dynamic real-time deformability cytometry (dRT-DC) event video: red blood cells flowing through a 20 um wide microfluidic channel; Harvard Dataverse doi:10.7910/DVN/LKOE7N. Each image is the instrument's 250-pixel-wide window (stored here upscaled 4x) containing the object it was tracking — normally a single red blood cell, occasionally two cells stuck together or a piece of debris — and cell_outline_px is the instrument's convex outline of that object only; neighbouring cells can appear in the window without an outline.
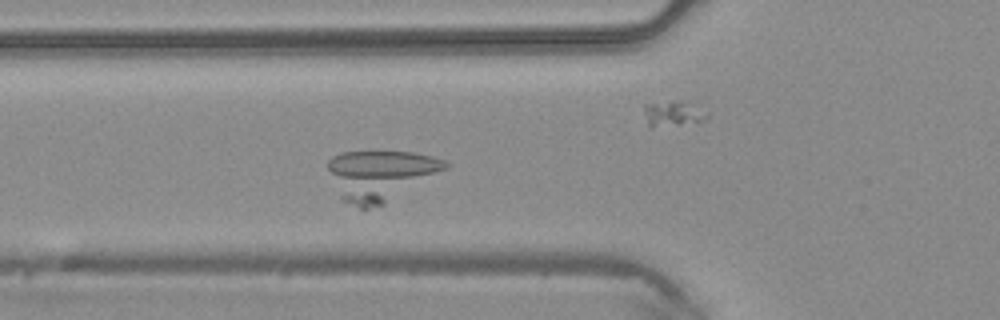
{"species": "common noctule bat (a hibernating species)", "species_latin": "Nyctalus noctula", "temperature_condition": "warm", "stored_images_in_passage": 47, "camera_frame_rate_fps": 3000, "um_per_image_px": 0.085, "animal": {"sex": "male", "body_mass_g": 20.4}, "frame": {"image": 1, "passage_image": 17, "time_ms": 5.333, "image_size_px": [1000, 320], "cell_outline_px": [[452, 164], [448, 168], [384, 204], [368, 208], [360, 208], [340, 200], [328, 168], [328, 160], [332, 156], [340, 152], [412, 152], [432, 156], [444, 160]], "centroid_in_image_um": [32.33, 14.89], "position_along_channel_um": 93.5, "area_um2": 34.22}}
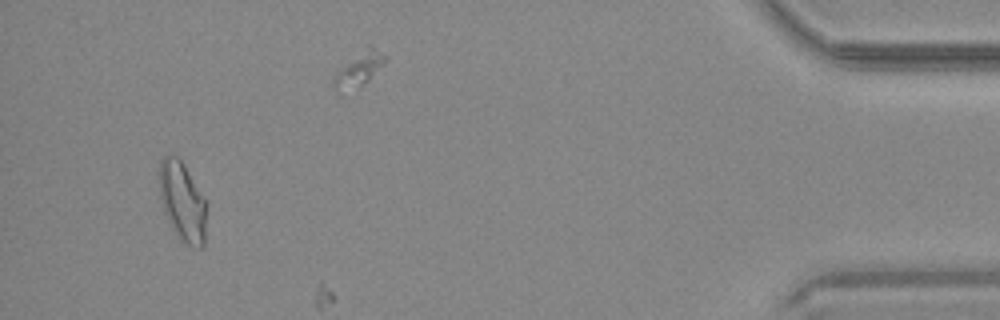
{"frame": {"image": 2, "passage_image": 44, "time_ms": 14.333, "image_size_px": [1000, 320], "cell_outline_px": [[204, 244], [200, 248], [188, 244], [180, 240], [172, 228], [164, 212], [160, 196], [160, 160], [164, 156], [176, 156], [184, 164], [204, 200]], "centroid_in_image_um": [15.46, 17.13], "position_along_channel_um": 419.7, "area_um2": 20.92}}